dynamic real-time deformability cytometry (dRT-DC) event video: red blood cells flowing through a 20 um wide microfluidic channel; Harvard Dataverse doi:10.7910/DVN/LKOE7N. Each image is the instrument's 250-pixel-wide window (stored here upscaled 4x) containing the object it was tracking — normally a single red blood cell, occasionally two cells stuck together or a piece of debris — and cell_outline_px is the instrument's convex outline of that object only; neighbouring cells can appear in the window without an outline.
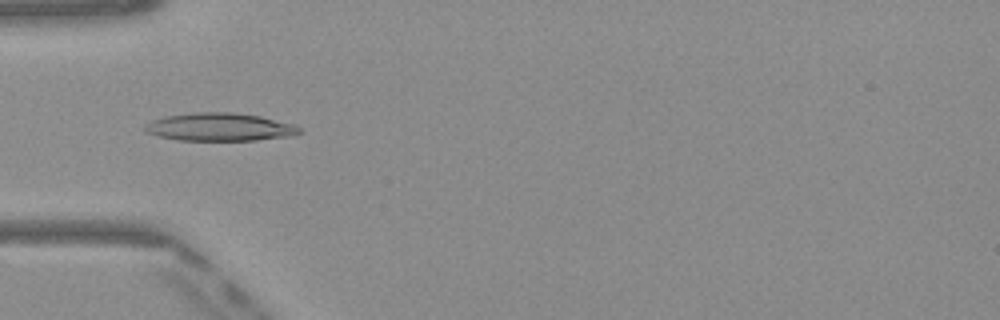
{"species": "Egyptian fruit bat (a non-hibernating species)", "species_latin": "Rousettus aegyptiacus", "temperature_condition": "warm", "stored_images_in_passage": 40, "camera_frame_rate_fps": 3000, "um_per_image_px": 0.085, "frame": {"image": 1, "passage_image": 7, "time_ms": 2.0, "image_size_px": [1000, 320], "cell_outline_px": [[300, 132], [296, 136], [256, 140], [180, 140], [160, 136], [148, 132], [144, 128], [144, 124], [152, 120], [168, 116], [192, 112], [232, 112], [260, 116], [296, 124], [300, 128]], "centroid_in_image_um": [18.74, 10.79], "position_along_channel_um": 66.3, "area_um2": 25.2}}
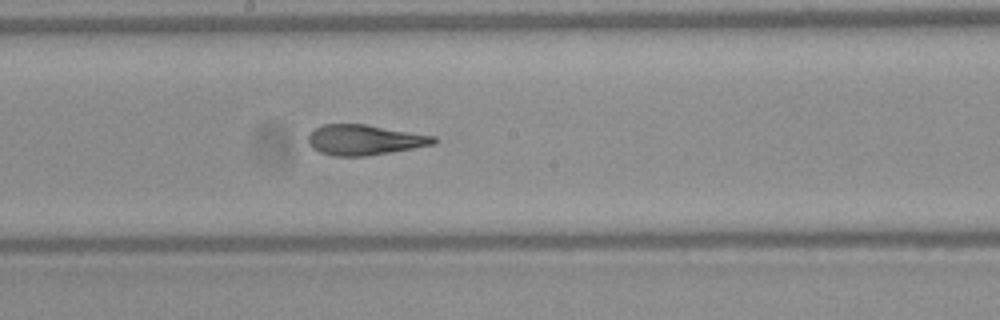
{"frame": {"image": 2, "passage_image": 18, "time_ms": 5.667, "image_size_px": [1000, 320], "cell_outline_px": [[436, 144], [364, 156], [332, 156], [320, 152], [312, 148], [308, 144], [308, 136], [316, 128], [324, 124], [364, 124], [436, 136]], "centroid_in_image_um": [30.96, 11.89], "position_along_channel_um": 217.2, "area_um2": 21.96}}
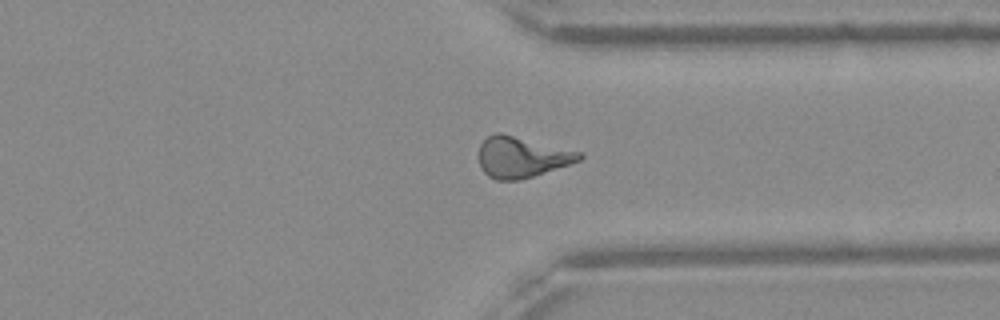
{"frame": {"image": 3, "passage_image": 29, "time_ms": 9.333, "image_size_px": [1000, 320], "cell_outline_px": [[584, 156], [580, 160], [520, 180], [496, 180], [488, 176], [480, 168], [480, 144], [488, 136], [496, 132], [500, 132], [584, 152]], "centroid_in_image_um": [44.35, 13.34], "position_along_channel_um": 367.0, "area_um2": 23.87}, "authors_computed_cell_mechanics": {"area_um2": 22.9466, "velocity_mm_per_s": 4.1021, "shape_relaxation_time_tau1_ms": 6.8435, "shape_relaxation_time_tau2_ms": 1.5449, "deformation_change_tau1": 0.2618, "deformation_change_tau2": 0.1212}}